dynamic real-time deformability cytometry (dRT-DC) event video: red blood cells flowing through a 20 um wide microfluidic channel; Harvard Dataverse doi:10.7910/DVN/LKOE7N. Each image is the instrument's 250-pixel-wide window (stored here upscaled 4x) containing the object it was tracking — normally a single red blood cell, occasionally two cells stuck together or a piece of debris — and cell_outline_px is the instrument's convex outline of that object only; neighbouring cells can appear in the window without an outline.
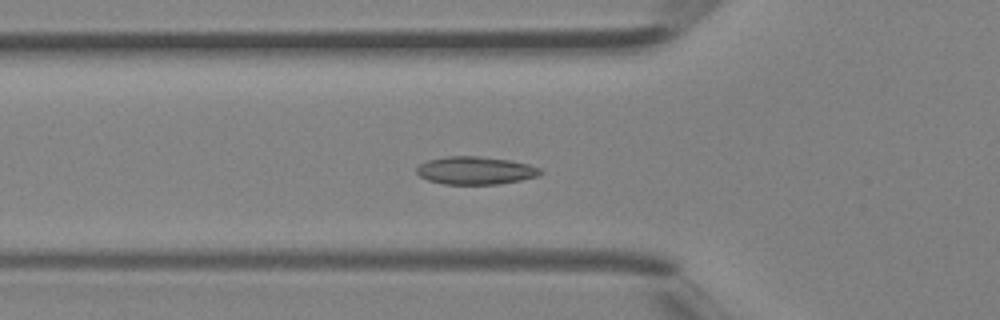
{"species": "Egyptian fruit bat (a non-hibernating species)", "species_latin": "Rousettus aegyptiacus", "temperature_condition": "room temperature", "stored_images_in_passage": 28, "camera_frame_rate_fps": 3000, "um_per_image_px": 0.085, "animal": {"sex": "female"}, "frame": {"image": 1, "passage_image": 2, "time_ms": 0.333, "image_size_px": [1000, 320], "cell_outline_px": [[544, 172], [540, 176], [500, 184], [444, 184], [428, 180], [420, 176], [416, 172], [416, 168], [420, 164], [428, 160], [448, 156], [480, 156], [508, 160], [528, 164], [540, 168]], "centroid_in_image_um": [40.43, 14.49], "position_along_channel_um": 85.4, "area_um2": 20.11}}
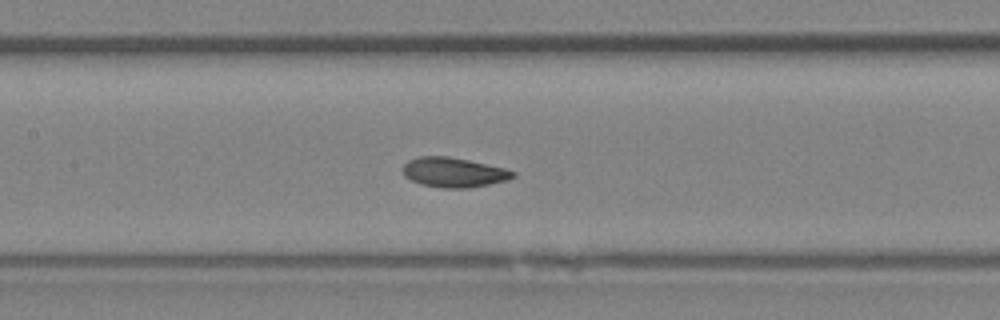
{"frame": {"image": 2, "passage_image": 7, "time_ms": 2.0, "image_size_px": [1000, 320], "cell_outline_px": [[516, 176], [508, 180], [468, 188], [444, 188], [420, 184], [404, 176], [400, 168], [408, 160], [420, 156], [444, 156], [468, 160], [504, 168], [516, 172]], "centroid_in_image_um": [38.53, 14.65], "position_along_channel_um": 168.9, "area_um2": 19.07}}
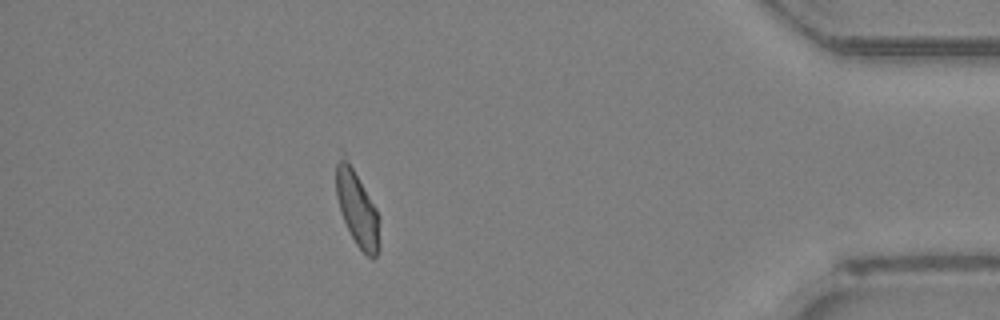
{"frame": {"image": 3, "passage_image": 24, "time_ms": 7.667, "image_size_px": [1000, 320], "cell_outline_px": [[380, 248], [376, 256], [372, 260], [356, 244], [344, 220], [336, 196], [336, 164], [340, 148], [344, 152], [376, 208], [380, 220]], "centroid_in_image_um": [30.37, 17.66], "position_along_channel_um": 404.8, "area_um2": 19.36}}